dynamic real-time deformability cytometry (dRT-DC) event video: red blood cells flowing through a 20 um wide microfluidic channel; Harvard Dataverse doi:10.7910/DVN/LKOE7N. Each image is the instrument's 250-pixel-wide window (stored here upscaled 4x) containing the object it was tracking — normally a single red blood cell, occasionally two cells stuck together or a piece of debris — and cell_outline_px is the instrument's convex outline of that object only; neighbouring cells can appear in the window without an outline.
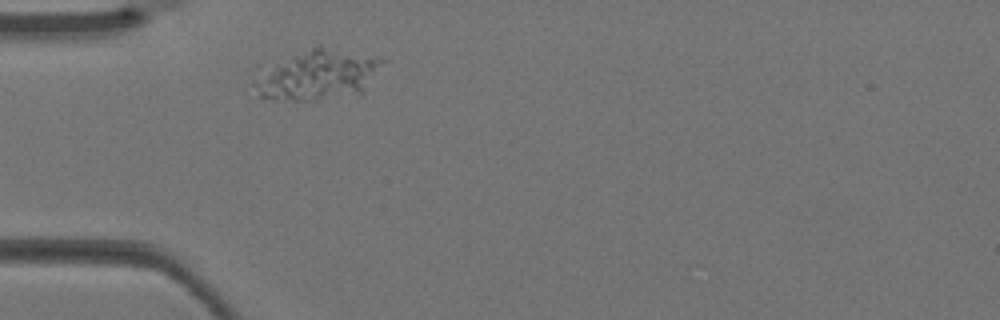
{"species": "Egyptian fruit bat (a non-hibernating species)", "species_latin": "Rousettus aegyptiacus", "temperature_condition": "warm", "stored_images_in_passage": 1, "camera_frame_rate_fps": 3000, "um_per_image_px": 0.085, "animal": {"sex": "female"}, "frame": {"image": 1, "passage_image": 1, "time_ms": 0.0, "image_size_px": [1000, 320], "cell_outline_px": [[388, 60], [360, 96], [308, 100], [272, 100], [260, 96], [252, 92], [252, 84], [268, 68], [312, 44], [320, 44], [376, 56]], "centroid_in_image_um": [27.11, 6.35], "position_along_channel_um": 57.9, "area_um2": 38.15}}